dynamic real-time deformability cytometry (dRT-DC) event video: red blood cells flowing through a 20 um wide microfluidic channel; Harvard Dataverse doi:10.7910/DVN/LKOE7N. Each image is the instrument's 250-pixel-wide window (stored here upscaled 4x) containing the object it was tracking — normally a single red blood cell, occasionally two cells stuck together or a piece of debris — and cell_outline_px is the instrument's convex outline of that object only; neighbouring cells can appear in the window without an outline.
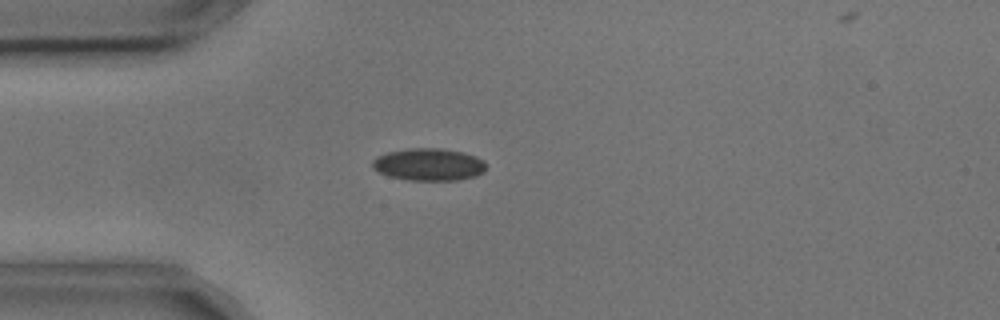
{"species": "common noctule bat (a hibernating species)", "species_latin": "Nyctalus noctula", "temperature_condition": "cold", "stored_images_in_passage": 4, "camera_frame_rate_fps": 3000, "um_per_image_px": 0.085, "animal": {"sex": "male", "body_mass_g": 17.9, "forearm_length_mm": 54.2}, "frame": {"image": 1, "passage_image": 4, "time_ms": 1.0, "image_size_px": [1000, 320], "cell_outline_px": [[484, 172], [476, 176], [456, 180], [408, 180], [388, 176], [372, 168], [372, 160], [376, 156], [388, 152], [408, 148], [440, 148], [464, 152], [476, 156], [484, 160]], "centroid_in_image_um": [36.43, 13.97], "position_along_channel_um": 48.6, "area_um2": 21.5}}